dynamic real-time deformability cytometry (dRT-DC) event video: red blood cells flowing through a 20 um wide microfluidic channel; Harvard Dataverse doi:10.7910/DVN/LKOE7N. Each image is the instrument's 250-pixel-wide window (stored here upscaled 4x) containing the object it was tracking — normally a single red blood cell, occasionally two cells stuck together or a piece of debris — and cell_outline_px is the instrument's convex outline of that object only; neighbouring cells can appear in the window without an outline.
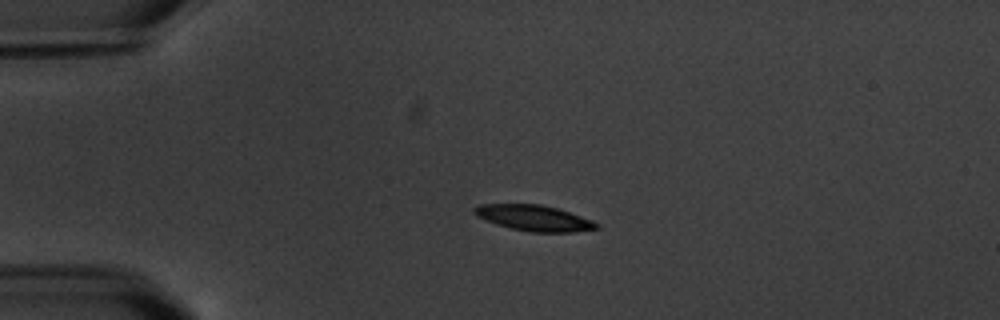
{"species": "common noctule bat (a hibernating species)", "species_latin": "Nyctalus noctula", "temperature_condition": "warm", "stored_images_in_passage": 4, "camera_frame_rate_fps": 3000, "um_per_image_px": 0.085, "animal": {"sex": "male", "body_mass_g": 20.1, "forearm_length_mm": 53.5}, "frame": {"image": 1, "passage_image": 3, "time_ms": 2.667, "image_size_px": [1000, 320], "cell_outline_px": [[600, 228], [572, 232], [532, 232], [512, 228], [496, 224], [476, 216], [472, 212], [472, 208], [480, 204], [540, 204], [556, 208], [592, 220], [600, 224]], "centroid_in_image_um": [45.37, 18.53], "position_along_channel_um": 39.6, "area_um2": 18.26}}